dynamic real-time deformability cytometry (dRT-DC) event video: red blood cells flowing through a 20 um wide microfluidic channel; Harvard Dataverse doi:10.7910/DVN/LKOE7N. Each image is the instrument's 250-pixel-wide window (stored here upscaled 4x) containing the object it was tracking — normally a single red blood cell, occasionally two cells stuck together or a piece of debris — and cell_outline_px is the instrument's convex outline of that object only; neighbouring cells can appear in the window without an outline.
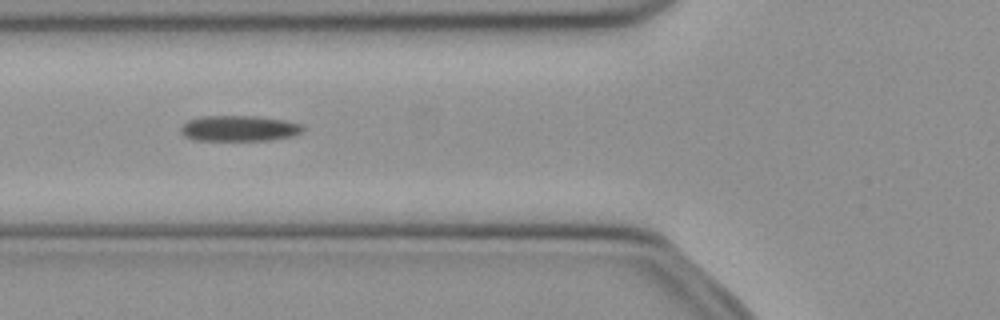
{"species": "common noctule bat (a hibernating species)", "species_latin": "Nyctalus noctula", "temperature_condition": "cold", "stored_images_in_passage": 24, "camera_frame_rate_fps": 3000, "um_per_image_px": 0.085, "animal": {"sex": "female", "body_mass_g": 21.9}, "frame": {"image": 1, "passage_image": 8, "time_ms": 2.333, "image_size_px": [1000, 320], "cell_outline_px": [[304, 132], [292, 136], [272, 140], [192, 140], [184, 136], [180, 132], [180, 128], [188, 120], [204, 116], [256, 116], [284, 120], [304, 124]], "centroid_in_image_um": [20.36, 10.91], "position_along_channel_um": 105.4, "area_um2": 18.44}}
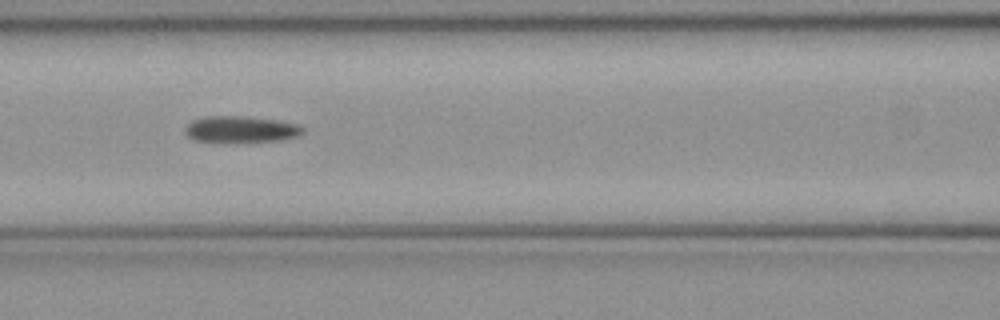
{"frame": {"image": 2, "passage_image": 11, "time_ms": 3.333, "image_size_px": [1000, 320], "cell_outline_px": [[304, 132], [300, 136], [284, 140], [196, 140], [188, 136], [184, 132], [184, 128], [192, 120], [208, 116], [248, 116], [280, 120], [300, 124], [304, 128]], "centroid_in_image_um": [20.56, 10.95], "position_along_channel_um": 146.0, "area_um2": 17.8}}